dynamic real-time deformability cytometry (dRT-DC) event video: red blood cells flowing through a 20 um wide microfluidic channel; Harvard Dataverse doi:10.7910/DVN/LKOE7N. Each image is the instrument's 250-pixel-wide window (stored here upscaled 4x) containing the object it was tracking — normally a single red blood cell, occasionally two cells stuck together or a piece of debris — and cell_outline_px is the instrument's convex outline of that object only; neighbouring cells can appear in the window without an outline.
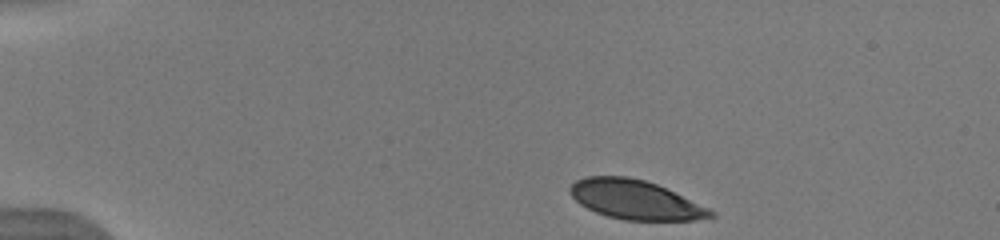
{"species": "human", "species_latin": "Homo sapiens", "temperature_condition": "warm", "stored_images_in_passage": 43, "camera_frame_rate_fps": 3000, "um_per_image_px": 0.085, "donor": {"sex": "male"}, "frame": {"image": 1, "passage_image": 1, "time_ms": 0.0, "image_size_px": [1000, 240], "cell_outline_px": [[716, 216], [692, 220], [624, 220], [608, 216], [596, 212], [580, 204], [568, 192], [568, 188], [576, 180], [584, 176], [628, 176], [644, 180], [656, 184], [708, 208], [716, 212]], "centroid_in_image_um": [53.96, 16.97], "position_along_channel_um": 31.0, "area_um2": 31.85}}
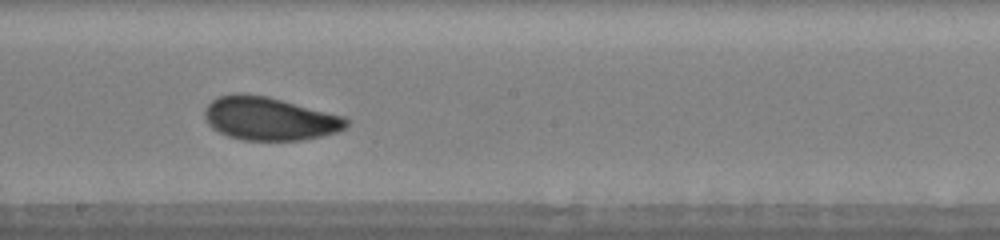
{"frame": {"image": 2, "passage_image": 22, "time_ms": 7.0, "image_size_px": [1000, 240], "cell_outline_px": [[348, 128], [336, 132], [320, 136], [300, 140], [244, 140], [228, 136], [212, 128], [208, 124], [204, 116], [204, 108], [212, 100], [220, 96], [236, 92], [244, 92], [268, 96], [344, 116], [348, 120]], "centroid_in_image_um": [22.89, 10.07], "position_along_channel_um": 225.3, "area_um2": 35.89}}
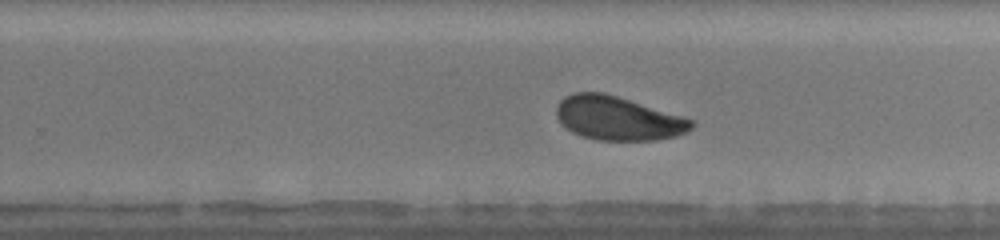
{"frame": {"image": 3, "passage_image": 26, "time_ms": 8.333, "image_size_px": [1000, 240], "cell_outline_px": [[696, 124], [692, 128], [676, 136], [656, 140], [596, 140], [580, 136], [572, 132], [560, 124], [556, 116], [556, 108], [560, 100], [564, 96], [572, 92], [604, 92], [696, 120]], "centroid_in_image_um": [52.5, 10.05], "position_along_channel_um": 277.3, "area_um2": 34.8}, "authors_computed_cell_mechanics": {"area_um2": 34.391, "velocity_mm_per_s": 3.9209, "shape_relaxation_time_tau1_ms": 2.9034, "shape_relaxation_time_tau2_ms": 2.1325, "deformation_change_tau1": 0.1129, "deformation_change_tau2": 0.0728}}